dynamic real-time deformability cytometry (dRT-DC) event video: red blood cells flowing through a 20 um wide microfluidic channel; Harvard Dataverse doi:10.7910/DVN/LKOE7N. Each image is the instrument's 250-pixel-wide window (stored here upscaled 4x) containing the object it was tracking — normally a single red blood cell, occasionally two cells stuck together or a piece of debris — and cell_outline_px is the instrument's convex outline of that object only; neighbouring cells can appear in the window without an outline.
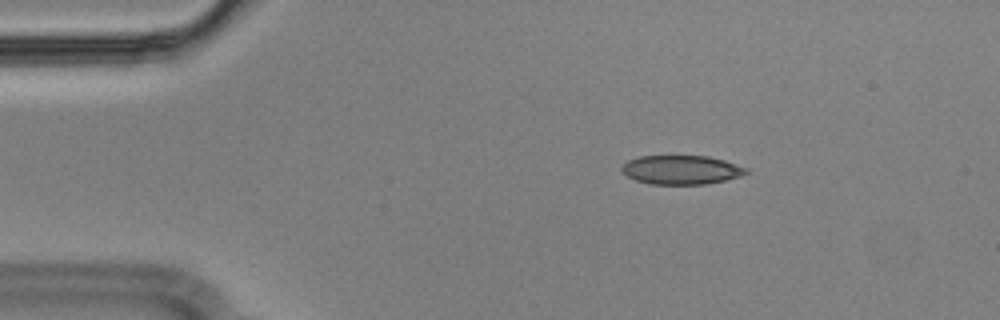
{"species": "Egyptian fruit bat (a non-hibernating species)", "species_latin": "Rousettus aegyptiacus", "temperature_condition": "cold", "stored_images_in_passage": 47, "camera_frame_rate_fps": 3000, "um_per_image_px": 0.085, "animal": {"sex": "male"}, "frame": {"image": 1, "passage_image": 1, "time_ms": 0.0, "image_size_px": [1000, 320], "cell_outline_px": [[748, 172], [740, 176], [724, 180], [704, 184], [648, 184], [636, 180], [628, 176], [620, 168], [628, 160], [640, 156], [708, 156], [724, 160], [748, 168]], "centroid_in_image_um": [57.91, 14.43], "position_along_channel_um": 27.1, "area_um2": 20.87}}
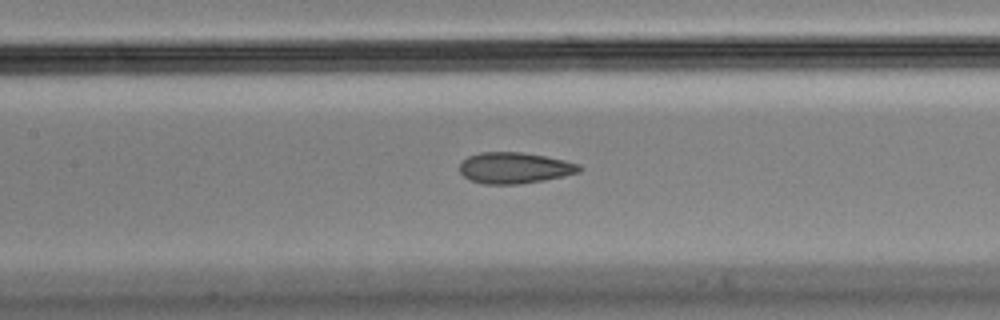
{"frame": {"image": 2, "passage_image": 17, "time_ms": 5.333, "image_size_px": [1000, 320], "cell_outline_px": [[584, 168], [580, 172], [564, 176], [544, 180], [516, 184], [484, 184], [468, 180], [460, 172], [460, 164], [468, 156], [480, 152], [520, 152], [544, 156], [564, 160], [580, 164]], "centroid_in_image_um": [43.75, 14.27], "position_along_channel_um": 163.7, "area_um2": 21.73}}
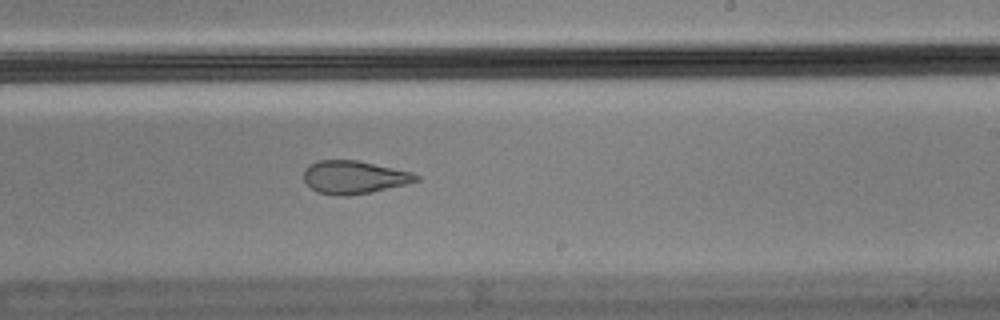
{"frame": {"image": 3, "passage_image": 25, "time_ms": 8.0, "image_size_px": [1000, 320], "cell_outline_px": [[420, 180], [372, 192], [348, 196], [336, 196], [316, 192], [304, 180], [304, 168], [320, 160], [356, 160], [412, 172], [420, 176]], "centroid_in_image_um": [30.08, 15.07], "position_along_channel_um": 258.9, "area_um2": 21.5}, "authors_computed_cell_mechanics": {"area_um2": 22.7154, "velocity_mm_per_s": 3.5946, "shape_relaxation_time_tau1_ms": null, "shape_relaxation_time_tau2_ms": 2.0855, "deformation_change_tau1": null, "deformation_change_tau2": 0.0835}}